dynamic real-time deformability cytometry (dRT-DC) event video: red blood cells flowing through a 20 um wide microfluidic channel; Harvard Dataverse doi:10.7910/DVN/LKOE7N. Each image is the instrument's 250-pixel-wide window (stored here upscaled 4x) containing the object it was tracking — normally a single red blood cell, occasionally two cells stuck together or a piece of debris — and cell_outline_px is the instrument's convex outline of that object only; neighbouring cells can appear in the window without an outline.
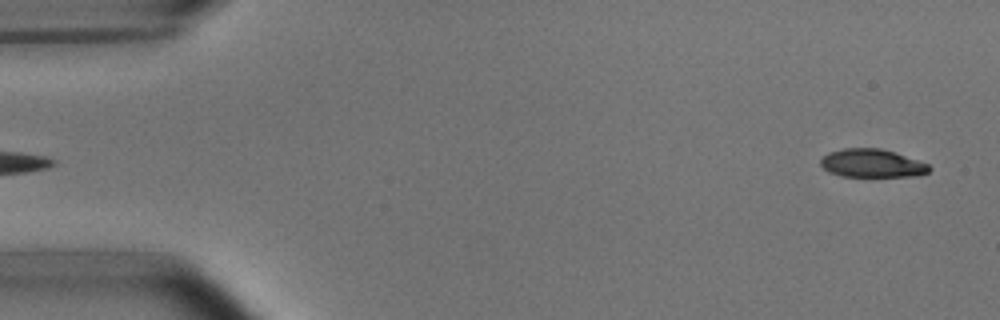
{"species": "common noctule bat (a hibernating species)", "species_latin": "Nyctalus noctula", "temperature_condition": "room temperature", "stored_images_in_passage": 51, "camera_frame_rate_fps": 3000, "um_per_image_px": 0.085, "animal": {"sex": "male", "body_mass_g": 15.6}, "frame": {"image": 1, "passage_image": 2, "time_ms": 0.333, "image_size_px": [1000, 320], "cell_outline_px": [[932, 168], [928, 172], [916, 176], [840, 176], [828, 172], [820, 164], [820, 160], [828, 152], [844, 148], [880, 148], [928, 164]], "centroid_in_image_um": [74.08, 13.88], "position_along_channel_um": 10.9, "area_um2": 17.69}}
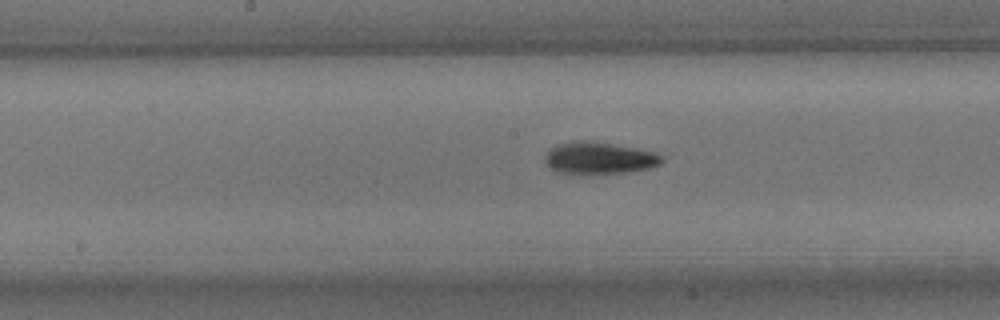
{"frame": {"image": 2, "passage_image": 26, "time_ms": 8.333, "image_size_px": [1000, 320], "cell_outline_px": [[664, 160], [660, 164], [648, 168], [624, 172], [556, 172], [548, 168], [544, 164], [544, 156], [548, 148], [572, 140], [592, 140], [636, 148], [652, 152], [664, 156]], "centroid_in_image_um": [50.87, 13.39], "position_along_channel_um": 197.3, "area_um2": 21.62}}
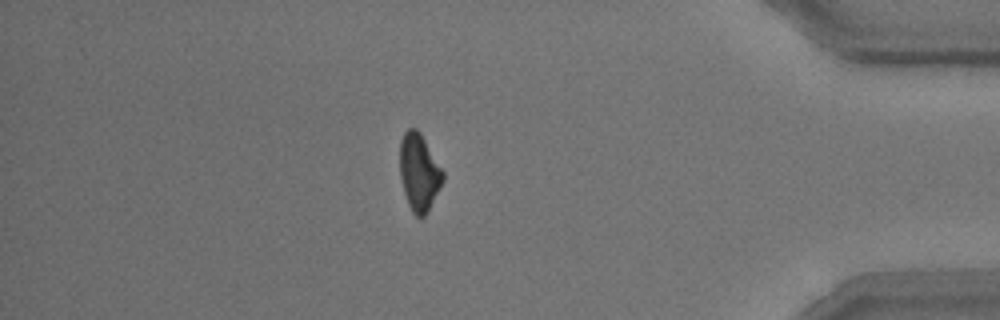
{"frame": {"image": 3, "passage_image": 45, "time_ms": 14.667, "image_size_px": [1000, 320], "cell_outline_px": [[444, 180], [428, 212], [424, 216], [416, 216], [412, 212], [408, 204], [404, 192], [400, 176], [400, 140], [404, 132], [408, 128], [416, 128], [420, 132], [444, 172]], "centroid_in_image_um": [35.62, 14.64], "position_along_channel_um": 399.6, "area_um2": 19.36}, "authors_computed_cell_mechanics": {"area_um2": 20.23, "velocity_mm_per_s": 3.7922, "shape_relaxation_time_tau1_ms": 3.6325, "shape_relaxation_time_tau2_ms": 6.8609, "deformation_change_tau1": 0.1302, "deformation_change_tau2": 0.1517}}